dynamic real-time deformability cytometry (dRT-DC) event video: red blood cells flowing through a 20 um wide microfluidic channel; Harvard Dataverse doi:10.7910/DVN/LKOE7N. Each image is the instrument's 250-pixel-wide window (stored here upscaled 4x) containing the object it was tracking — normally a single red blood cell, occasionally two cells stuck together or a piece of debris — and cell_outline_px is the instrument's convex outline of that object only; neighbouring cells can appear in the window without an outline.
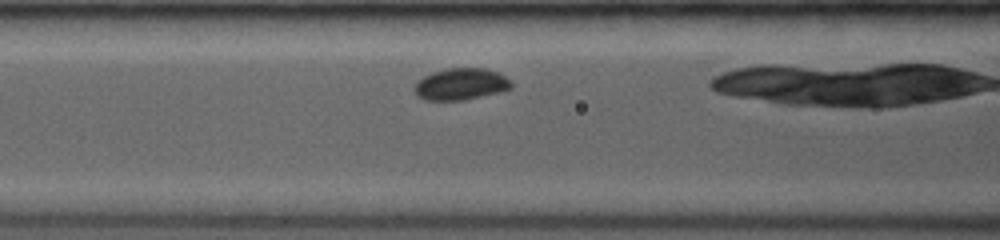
{"species": "common noctule bat (a hibernating species)", "species_latin": "Nyctalus noctula", "temperature_condition": "room temperature", "stored_images_in_passage": 8, "camera_frame_rate_fps": 3500, "um_per_image_px": 0.085, "animal": {"sex": "female", "body_mass_g": 19.0, "forearm_length_mm": 53.3}, "frame": {"image": 1, "passage_image": 3, "time_ms": 1.429, "image_size_px": [1000, 240], "cell_outline_px": [[512, 88], [500, 92], [464, 100], [424, 100], [416, 96], [412, 88], [424, 76], [432, 72], [448, 68], [484, 68], [496, 72], [504, 76], [512, 84]], "centroid_in_image_um": [39.14, 7.16], "position_along_channel_um": 127.5, "area_um2": 17.86}}
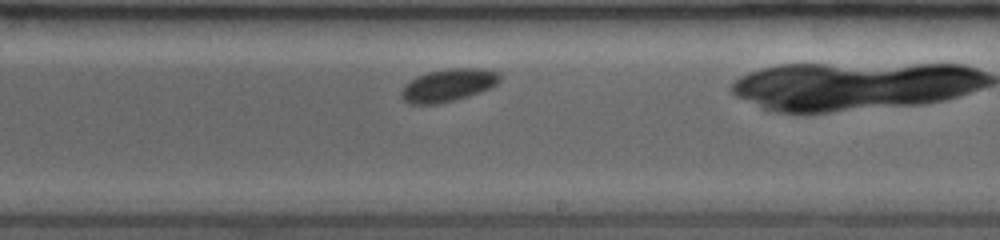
{"frame": {"image": 2, "passage_image": 7, "time_ms": 4.571, "image_size_px": [1000, 240], "cell_outline_px": [[500, 80], [496, 84], [480, 92], [456, 100], [440, 104], [412, 104], [404, 100], [400, 96], [400, 88], [404, 84], [416, 76], [428, 72], [448, 68], [484, 68], [500, 72]], "centroid_in_image_um": [38.07, 7.24], "position_along_channel_um": 250.9, "area_um2": 19.02}}